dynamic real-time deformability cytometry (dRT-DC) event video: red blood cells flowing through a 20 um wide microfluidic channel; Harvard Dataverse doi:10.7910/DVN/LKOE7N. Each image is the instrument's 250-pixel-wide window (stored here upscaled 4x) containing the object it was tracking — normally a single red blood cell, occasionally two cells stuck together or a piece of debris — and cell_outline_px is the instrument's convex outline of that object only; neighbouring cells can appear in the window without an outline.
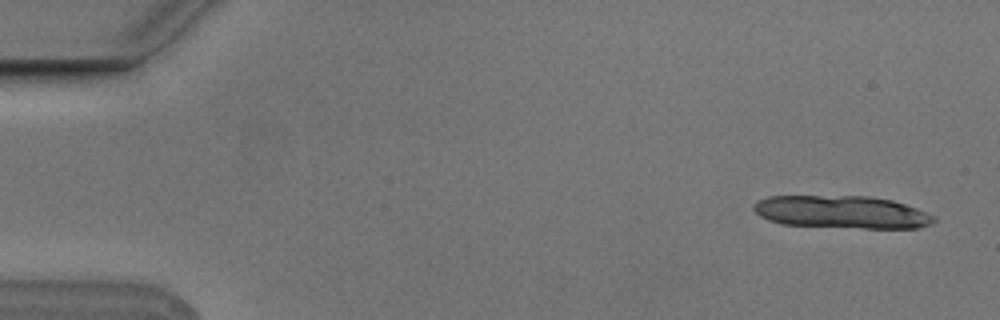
{"species": "Egyptian fruit bat (a non-hibernating species)", "species_latin": "Rousettus aegyptiacus", "temperature_condition": "cold", "stored_images_in_passage": 5, "camera_frame_rate_fps": 3000, "um_per_image_px": 0.085, "animal": {"sex": "male"}, "frame": {"image": 1, "passage_image": 1, "time_ms": 0.0, "image_size_px": [1000, 320], "cell_outline_px": [[936, 220], [932, 224], [916, 228], [864, 228], [784, 224], [768, 220], [760, 216], [752, 208], [752, 204], [756, 200], [768, 196], [868, 196], [892, 200], [916, 208], [936, 216]], "centroid_in_image_um": [71.54, 18.02], "position_along_channel_um": 13.5, "area_um2": 34.39}}